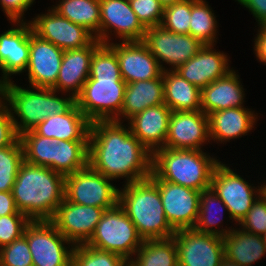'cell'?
Here are the masks:
<instances>
[{
	"instance_id": "cell-1",
	"label": "cell",
	"mask_w": 266,
	"mask_h": 266,
	"mask_svg": "<svg viewBox=\"0 0 266 266\" xmlns=\"http://www.w3.org/2000/svg\"><path fill=\"white\" fill-rule=\"evenodd\" d=\"M118 121L90 124L88 165L106 178H125V184L150 177L152 153ZM126 125V126H125Z\"/></svg>"
},
{
	"instance_id": "cell-2",
	"label": "cell",
	"mask_w": 266,
	"mask_h": 266,
	"mask_svg": "<svg viewBox=\"0 0 266 266\" xmlns=\"http://www.w3.org/2000/svg\"><path fill=\"white\" fill-rule=\"evenodd\" d=\"M11 192L17 210L30 220H51L65 198V176L24 161Z\"/></svg>"
},
{
	"instance_id": "cell-3",
	"label": "cell",
	"mask_w": 266,
	"mask_h": 266,
	"mask_svg": "<svg viewBox=\"0 0 266 266\" xmlns=\"http://www.w3.org/2000/svg\"><path fill=\"white\" fill-rule=\"evenodd\" d=\"M29 88L20 87L14 81L0 85V97L8 105L18 136L49 117L68 112L76 104L73 96L58 97L59 92L52 88Z\"/></svg>"
},
{
	"instance_id": "cell-4",
	"label": "cell",
	"mask_w": 266,
	"mask_h": 266,
	"mask_svg": "<svg viewBox=\"0 0 266 266\" xmlns=\"http://www.w3.org/2000/svg\"><path fill=\"white\" fill-rule=\"evenodd\" d=\"M118 204L134 223L143 240L167 239L175 234L163 209L158 186L150 179L123 184Z\"/></svg>"
},
{
	"instance_id": "cell-5",
	"label": "cell",
	"mask_w": 266,
	"mask_h": 266,
	"mask_svg": "<svg viewBox=\"0 0 266 266\" xmlns=\"http://www.w3.org/2000/svg\"><path fill=\"white\" fill-rule=\"evenodd\" d=\"M219 161L202 150L160 148L152 154V173L160 180L202 191L210 188Z\"/></svg>"
},
{
	"instance_id": "cell-6",
	"label": "cell",
	"mask_w": 266,
	"mask_h": 266,
	"mask_svg": "<svg viewBox=\"0 0 266 266\" xmlns=\"http://www.w3.org/2000/svg\"><path fill=\"white\" fill-rule=\"evenodd\" d=\"M125 87L122 77H89L75 98L76 105L91 123L115 120L122 110Z\"/></svg>"
},
{
	"instance_id": "cell-7",
	"label": "cell",
	"mask_w": 266,
	"mask_h": 266,
	"mask_svg": "<svg viewBox=\"0 0 266 266\" xmlns=\"http://www.w3.org/2000/svg\"><path fill=\"white\" fill-rule=\"evenodd\" d=\"M144 240L123 208L106 209L86 245L117 253L130 260Z\"/></svg>"
},
{
	"instance_id": "cell-8",
	"label": "cell",
	"mask_w": 266,
	"mask_h": 266,
	"mask_svg": "<svg viewBox=\"0 0 266 266\" xmlns=\"http://www.w3.org/2000/svg\"><path fill=\"white\" fill-rule=\"evenodd\" d=\"M23 235L27 238L34 266L72 265L74 245L51 220H31Z\"/></svg>"
},
{
	"instance_id": "cell-9",
	"label": "cell",
	"mask_w": 266,
	"mask_h": 266,
	"mask_svg": "<svg viewBox=\"0 0 266 266\" xmlns=\"http://www.w3.org/2000/svg\"><path fill=\"white\" fill-rule=\"evenodd\" d=\"M110 181L88 165L65 176V198L79 205L110 209L118 204L120 190Z\"/></svg>"
},
{
	"instance_id": "cell-10",
	"label": "cell",
	"mask_w": 266,
	"mask_h": 266,
	"mask_svg": "<svg viewBox=\"0 0 266 266\" xmlns=\"http://www.w3.org/2000/svg\"><path fill=\"white\" fill-rule=\"evenodd\" d=\"M252 185L221 161L214 169L210 187L225 203L232 222L239 223L260 195L259 186Z\"/></svg>"
},
{
	"instance_id": "cell-11",
	"label": "cell",
	"mask_w": 266,
	"mask_h": 266,
	"mask_svg": "<svg viewBox=\"0 0 266 266\" xmlns=\"http://www.w3.org/2000/svg\"><path fill=\"white\" fill-rule=\"evenodd\" d=\"M143 42L163 71L176 70L203 47V44L191 35L176 34L161 25L146 28ZM162 63L172 68H165Z\"/></svg>"
},
{
	"instance_id": "cell-12",
	"label": "cell",
	"mask_w": 266,
	"mask_h": 266,
	"mask_svg": "<svg viewBox=\"0 0 266 266\" xmlns=\"http://www.w3.org/2000/svg\"><path fill=\"white\" fill-rule=\"evenodd\" d=\"M149 178L158 186L170 226L175 231L194 228L199 215L201 191L160 180L153 173Z\"/></svg>"
},
{
	"instance_id": "cell-13",
	"label": "cell",
	"mask_w": 266,
	"mask_h": 266,
	"mask_svg": "<svg viewBox=\"0 0 266 266\" xmlns=\"http://www.w3.org/2000/svg\"><path fill=\"white\" fill-rule=\"evenodd\" d=\"M178 266H220L225 258L223 237L194 228L175 231Z\"/></svg>"
},
{
	"instance_id": "cell-14",
	"label": "cell",
	"mask_w": 266,
	"mask_h": 266,
	"mask_svg": "<svg viewBox=\"0 0 266 266\" xmlns=\"http://www.w3.org/2000/svg\"><path fill=\"white\" fill-rule=\"evenodd\" d=\"M29 22L36 35L63 51L83 48L96 39L87 28L71 22L52 8L47 13L37 14Z\"/></svg>"
},
{
	"instance_id": "cell-15",
	"label": "cell",
	"mask_w": 266,
	"mask_h": 266,
	"mask_svg": "<svg viewBox=\"0 0 266 266\" xmlns=\"http://www.w3.org/2000/svg\"><path fill=\"white\" fill-rule=\"evenodd\" d=\"M145 32L146 28L138 20L129 0H100L101 43L110 44L111 34L122 42L143 41Z\"/></svg>"
},
{
	"instance_id": "cell-16",
	"label": "cell",
	"mask_w": 266,
	"mask_h": 266,
	"mask_svg": "<svg viewBox=\"0 0 266 266\" xmlns=\"http://www.w3.org/2000/svg\"><path fill=\"white\" fill-rule=\"evenodd\" d=\"M104 212V208L79 205L64 198L51 221L68 241L81 245L93 235Z\"/></svg>"
},
{
	"instance_id": "cell-17",
	"label": "cell",
	"mask_w": 266,
	"mask_h": 266,
	"mask_svg": "<svg viewBox=\"0 0 266 266\" xmlns=\"http://www.w3.org/2000/svg\"><path fill=\"white\" fill-rule=\"evenodd\" d=\"M209 138L208 115L203 111H172L163 148L201 149Z\"/></svg>"
},
{
	"instance_id": "cell-18",
	"label": "cell",
	"mask_w": 266,
	"mask_h": 266,
	"mask_svg": "<svg viewBox=\"0 0 266 266\" xmlns=\"http://www.w3.org/2000/svg\"><path fill=\"white\" fill-rule=\"evenodd\" d=\"M10 23H13V26L0 34V69L3 73L0 85L12 81V75L24 72L29 62L32 26L28 21Z\"/></svg>"
},
{
	"instance_id": "cell-19",
	"label": "cell",
	"mask_w": 266,
	"mask_h": 266,
	"mask_svg": "<svg viewBox=\"0 0 266 266\" xmlns=\"http://www.w3.org/2000/svg\"><path fill=\"white\" fill-rule=\"evenodd\" d=\"M64 51L30 32L28 73L30 87L52 88L59 74Z\"/></svg>"
},
{
	"instance_id": "cell-20",
	"label": "cell",
	"mask_w": 266,
	"mask_h": 266,
	"mask_svg": "<svg viewBox=\"0 0 266 266\" xmlns=\"http://www.w3.org/2000/svg\"><path fill=\"white\" fill-rule=\"evenodd\" d=\"M119 61L122 79L128 83L159 78L163 70L143 41L109 44Z\"/></svg>"
},
{
	"instance_id": "cell-21",
	"label": "cell",
	"mask_w": 266,
	"mask_h": 266,
	"mask_svg": "<svg viewBox=\"0 0 266 266\" xmlns=\"http://www.w3.org/2000/svg\"><path fill=\"white\" fill-rule=\"evenodd\" d=\"M214 46L203 45L196 55L174 71L200 90L225 77L233 68L230 69L226 53L215 50Z\"/></svg>"
},
{
	"instance_id": "cell-22",
	"label": "cell",
	"mask_w": 266,
	"mask_h": 266,
	"mask_svg": "<svg viewBox=\"0 0 266 266\" xmlns=\"http://www.w3.org/2000/svg\"><path fill=\"white\" fill-rule=\"evenodd\" d=\"M100 44L95 39L83 48L64 51L57 82L52 89L76 98L89 78L92 54Z\"/></svg>"
},
{
	"instance_id": "cell-23",
	"label": "cell",
	"mask_w": 266,
	"mask_h": 266,
	"mask_svg": "<svg viewBox=\"0 0 266 266\" xmlns=\"http://www.w3.org/2000/svg\"><path fill=\"white\" fill-rule=\"evenodd\" d=\"M171 113V109L164 103L146 108L128 120L132 134L152 154L165 145Z\"/></svg>"
},
{
	"instance_id": "cell-24",
	"label": "cell",
	"mask_w": 266,
	"mask_h": 266,
	"mask_svg": "<svg viewBox=\"0 0 266 266\" xmlns=\"http://www.w3.org/2000/svg\"><path fill=\"white\" fill-rule=\"evenodd\" d=\"M249 108H228L208 114L210 141L220 143L247 135L256 124L258 114Z\"/></svg>"
},
{
	"instance_id": "cell-25",
	"label": "cell",
	"mask_w": 266,
	"mask_h": 266,
	"mask_svg": "<svg viewBox=\"0 0 266 266\" xmlns=\"http://www.w3.org/2000/svg\"><path fill=\"white\" fill-rule=\"evenodd\" d=\"M244 92L239 75L233 69L225 77L201 89V111L208 115L228 108L244 107Z\"/></svg>"
},
{
	"instance_id": "cell-26",
	"label": "cell",
	"mask_w": 266,
	"mask_h": 266,
	"mask_svg": "<svg viewBox=\"0 0 266 266\" xmlns=\"http://www.w3.org/2000/svg\"><path fill=\"white\" fill-rule=\"evenodd\" d=\"M90 124L75 104L68 112L45 119L33 131L56 141H89Z\"/></svg>"
},
{
	"instance_id": "cell-27",
	"label": "cell",
	"mask_w": 266,
	"mask_h": 266,
	"mask_svg": "<svg viewBox=\"0 0 266 266\" xmlns=\"http://www.w3.org/2000/svg\"><path fill=\"white\" fill-rule=\"evenodd\" d=\"M161 104H164L163 73L159 78L126 84L122 110L114 121L127 122L146 108Z\"/></svg>"
},
{
	"instance_id": "cell-28",
	"label": "cell",
	"mask_w": 266,
	"mask_h": 266,
	"mask_svg": "<svg viewBox=\"0 0 266 266\" xmlns=\"http://www.w3.org/2000/svg\"><path fill=\"white\" fill-rule=\"evenodd\" d=\"M237 229L223 237L225 258L240 266H252L266 254L262 236Z\"/></svg>"
},
{
	"instance_id": "cell-29",
	"label": "cell",
	"mask_w": 266,
	"mask_h": 266,
	"mask_svg": "<svg viewBox=\"0 0 266 266\" xmlns=\"http://www.w3.org/2000/svg\"><path fill=\"white\" fill-rule=\"evenodd\" d=\"M164 103L171 111L201 110V90L172 70L163 71Z\"/></svg>"
},
{
	"instance_id": "cell-30",
	"label": "cell",
	"mask_w": 266,
	"mask_h": 266,
	"mask_svg": "<svg viewBox=\"0 0 266 266\" xmlns=\"http://www.w3.org/2000/svg\"><path fill=\"white\" fill-rule=\"evenodd\" d=\"M89 141L53 140L52 170L63 176L88 166Z\"/></svg>"
},
{
	"instance_id": "cell-31",
	"label": "cell",
	"mask_w": 266,
	"mask_h": 266,
	"mask_svg": "<svg viewBox=\"0 0 266 266\" xmlns=\"http://www.w3.org/2000/svg\"><path fill=\"white\" fill-rule=\"evenodd\" d=\"M129 266H178V251L174 237L144 240Z\"/></svg>"
},
{
	"instance_id": "cell-32",
	"label": "cell",
	"mask_w": 266,
	"mask_h": 266,
	"mask_svg": "<svg viewBox=\"0 0 266 266\" xmlns=\"http://www.w3.org/2000/svg\"><path fill=\"white\" fill-rule=\"evenodd\" d=\"M52 6L59 15L84 26L100 41V0H59Z\"/></svg>"
},
{
	"instance_id": "cell-33",
	"label": "cell",
	"mask_w": 266,
	"mask_h": 266,
	"mask_svg": "<svg viewBox=\"0 0 266 266\" xmlns=\"http://www.w3.org/2000/svg\"><path fill=\"white\" fill-rule=\"evenodd\" d=\"M223 211L228 212V209L213 189L210 187L202 190L200 193L199 215L194 229L202 233L226 236L234 228L225 226L226 228L223 229V224L221 225Z\"/></svg>"
},
{
	"instance_id": "cell-34",
	"label": "cell",
	"mask_w": 266,
	"mask_h": 266,
	"mask_svg": "<svg viewBox=\"0 0 266 266\" xmlns=\"http://www.w3.org/2000/svg\"><path fill=\"white\" fill-rule=\"evenodd\" d=\"M205 0H191L189 35L203 45H215L218 36L217 19Z\"/></svg>"
},
{
	"instance_id": "cell-35",
	"label": "cell",
	"mask_w": 266,
	"mask_h": 266,
	"mask_svg": "<svg viewBox=\"0 0 266 266\" xmlns=\"http://www.w3.org/2000/svg\"><path fill=\"white\" fill-rule=\"evenodd\" d=\"M23 146L24 161L52 170L53 138L37 135L33 130L19 136Z\"/></svg>"
},
{
	"instance_id": "cell-36",
	"label": "cell",
	"mask_w": 266,
	"mask_h": 266,
	"mask_svg": "<svg viewBox=\"0 0 266 266\" xmlns=\"http://www.w3.org/2000/svg\"><path fill=\"white\" fill-rule=\"evenodd\" d=\"M71 266H129V260L117 253L81 244L74 245Z\"/></svg>"
},
{
	"instance_id": "cell-37",
	"label": "cell",
	"mask_w": 266,
	"mask_h": 266,
	"mask_svg": "<svg viewBox=\"0 0 266 266\" xmlns=\"http://www.w3.org/2000/svg\"><path fill=\"white\" fill-rule=\"evenodd\" d=\"M23 162L24 153L20 138L12 145L0 148V192L12 190Z\"/></svg>"
},
{
	"instance_id": "cell-38",
	"label": "cell",
	"mask_w": 266,
	"mask_h": 266,
	"mask_svg": "<svg viewBox=\"0 0 266 266\" xmlns=\"http://www.w3.org/2000/svg\"><path fill=\"white\" fill-rule=\"evenodd\" d=\"M89 77H122L116 51L101 43L92 54Z\"/></svg>"
},
{
	"instance_id": "cell-39",
	"label": "cell",
	"mask_w": 266,
	"mask_h": 266,
	"mask_svg": "<svg viewBox=\"0 0 266 266\" xmlns=\"http://www.w3.org/2000/svg\"><path fill=\"white\" fill-rule=\"evenodd\" d=\"M190 17L191 0H182L164 7L160 25L176 34H189Z\"/></svg>"
},
{
	"instance_id": "cell-40",
	"label": "cell",
	"mask_w": 266,
	"mask_h": 266,
	"mask_svg": "<svg viewBox=\"0 0 266 266\" xmlns=\"http://www.w3.org/2000/svg\"><path fill=\"white\" fill-rule=\"evenodd\" d=\"M33 260L27 238L22 235L11 244L0 248V266H30Z\"/></svg>"
},
{
	"instance_id": "cell-41",
	"label": "cell",
	"mask_w": 266,
	"mask_h": 266,
	"mask_svg": "<svg viewBox=\"0 0 266 266\" xmlns=\"http://www.w3.org/2000/svg\"><path fill=\"white\" fill-rule=\"evenodd\" d=\"M129 3L145 28L161 24L164 6L159 0H129Z\"/></svg>"
},
{
	"instance_id": "cell-42",
	"label": "cell",
	"mask_w": 266,
	"mask_h": 266,
	"mask_svg": "<svg viewBox=\"0 0 266 266\" xmlns=\"http://www.w3.org/2000/svg\"><path fill=\"white\" fill-rule=\"evenodd\" d=\"M31 220L24 214H10L0 217V248L11 244L24 234Z\"/></svg>"
},
{
	"instance_id": "cell-43",
	"label": "cell",
	"mask_w": 266,
	"mask_h": 266,
	"mask_svg": "<svg viewBox=\"0 0 266 266\" xmlns=\"http://www.w3.org/2000/svg\"><path fill=\"white\" fill-rule=\"evenodd\" d=\"M241 224V225H240ZM239 228L244 231L262 235L266 232V200L260 195L253 202L251 209L248 213L240 220Z\"/></svg>"
},
{
	"instance_id": "cell-44",
	"label": "cell",
	"mask_w": 266,
	"mask_h": 266,
	"mask_svg": "<svg viewBox=\"0 0 266 266\" xmlns=\"http://www.w3.org/2000/svg\"><path fill=\"white\" fill-rule=\"evenodd\" d=\"M18 138L8 105L0 97V148L12 145Z\"/></svg>"
},
{
	"instance_id": "cell-45",
	"label": "cell",
	"mask_w": 266,
	"mask_h": 266,
	"mask_svg": "<svg viewBox=\"0 0 266 266\" xmlns=\"http://www.w3.org/2000/svg\"><path fill=\"white\" fill-rule=\"evenodd\" d=\"M0 5L8 21H25L24 12L30 10L32 4L28 0H0Z\"/></svg>"
},
{
	"instance_id": "cell-46",
	"label": "cell",
	"mask_w": 266,
	"mask_h": 266,
	"mask_svg": "<svg viewBox=\"0 0 266 266\" xmlns=\"http://www.w3.org/2000/svg\"><path fill=\"white\" fill-rule=\"evenodd\" d=\"M240 5L249 9L255 17L257 26H261L266 22V0H235Z\"/></svg>"
},
{
	"instance_id": "cell-47",
	"label": "cell",
	"mask_w": 266,
	"mask_h": 266,
	"mask_svg": "<svg viewBox=\"0 0 266 266\" xmlns=\"http://www.w3.org/2000/svg\"><path fill=\"white\" fill-rule=\"evenodd\" d=\"M256 35L254 37V54L260 63L266 65V28L263 25L259 26Z\"/></svg>"
},
{
	"instance_id": "cell-48",
	"label": "cell",
	"mask_w": 266,
	"mask_h": 266,
	"mask_svg": "<svg viewBox=\"0 0 266 266\" xmlns=\"http://www.w3.org/2000/svg\"><path fill=\"white\" fill-rule=\"evenodd\" d=\"M10 214H23L16 208L11 191L0 192V217Z\"/></svg>"
},
{
	"instance_id": "cell-49",
	"label": "cell",
	"mask_w": 266,
	"mask_h": 266,
	"mask_svg": "<svg viewBox=\"0 0 266 266\" xmlns=\"http://www.w3.org/2000/svg\"><path fill=\"white\" fill-rule=\"evenodd\" d=\"M259 194L263 199L266 200V182H264L263 185L261 184V186H259Z\"/></svg>"
},
{
	"instance_id": "cell-50",
	"label": "cell",
	"mask_w": 266,
	"mask_h": 266,
	"mask_svg": "<svg viewBox=\"0 0 266 266\" xmlns=\"http://www.w3.org/2000/svg\"><path fill=\"white\" fill-rule=\"evenodd\" d=\"M220 266H240L237 263L231 262L229 260H227L226 258H224L220 264Z\"/></svg>"
},
{
	"instance_id": "cell-51",
	"label": "cell",
	"mask_w": 266,
	"mask_h": 266,
	"mask_svg": "<svg viewBox=\"0 0 266 266\" xmlns=\"http://www.w3.org/2000/svg\"><path fill=\"white\" fill-rule=\"evenodd\" d=\"M161 2V4L166 7L168 5H171V4H174V3H177V2H180L182 0H159Z\"/></svg>"
},
{
	"instance_id": "cell-52",
	"label": "cell",
	"mask_w": 266,
	"mask_h": 266,
	"mask_svg": "<svg viewBox=\"0 0 266 266\" xmlns=\"http://www.w3.org/2000/svg\"><path fill=\"white\" fill-rule=\"evenodd\" d=\"M261 236H262L263 242H264V244L266 246V232L263 233Z\"/></svg>"
},
{
	"instance_id": "cell-53",
	"label": "cell",
	"mask_w": 266,
	"mask_h": 266,
	"mask_svg": "<svg viewBox=\"0 0 266 266\" xmlns=\"http://www.w3.org/2000/svg\"><path fill=\"white\" fill-rule=\"evenodd\" d=\"M28 1L33 5L35 0H28Z\"/></svg>"
}]
</instances>
